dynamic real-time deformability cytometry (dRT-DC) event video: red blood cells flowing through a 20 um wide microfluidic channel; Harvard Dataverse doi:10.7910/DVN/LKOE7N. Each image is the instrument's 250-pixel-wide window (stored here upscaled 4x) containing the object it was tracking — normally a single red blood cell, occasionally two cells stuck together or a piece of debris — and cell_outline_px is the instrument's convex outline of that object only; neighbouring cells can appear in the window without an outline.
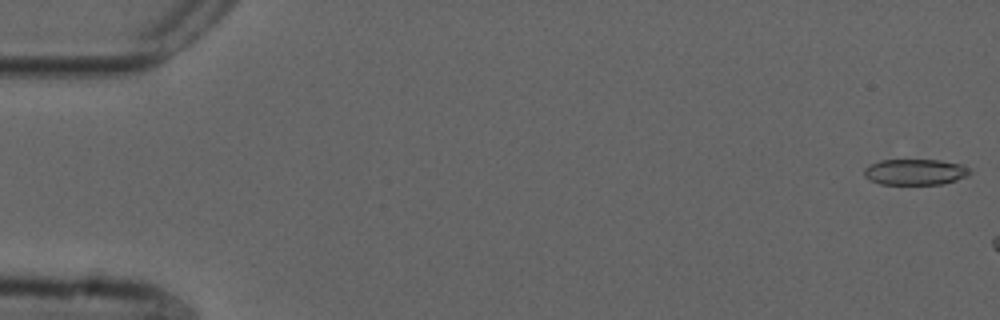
{"species": "common noctule bat (a hibernating species)", "species_latin": "Nyctalus noctula", "temperature_condition": "cold", "stored_images_in_passage": 9, "camera_frame_rate_fps": 3000, "um_per_image_px": 0.085, "animal": {"sex": "male", "forearm_length_mm": 52.5}, "frame": {"image": 1, "passage_image": 1, "time_ms": 0.0, "image_size_px": [1000, 320], "cell_outline_px": [[972, 172], [968, 176], [944, 184], [880, 184], [864, 176], [864, 168], [868, 164], [880, 160], [940, 160], [964, 164]], "centroid_in_image_um": [77.81, 14.61], "position_along_channel_um": 7.2, "area_um2": 16.13}}